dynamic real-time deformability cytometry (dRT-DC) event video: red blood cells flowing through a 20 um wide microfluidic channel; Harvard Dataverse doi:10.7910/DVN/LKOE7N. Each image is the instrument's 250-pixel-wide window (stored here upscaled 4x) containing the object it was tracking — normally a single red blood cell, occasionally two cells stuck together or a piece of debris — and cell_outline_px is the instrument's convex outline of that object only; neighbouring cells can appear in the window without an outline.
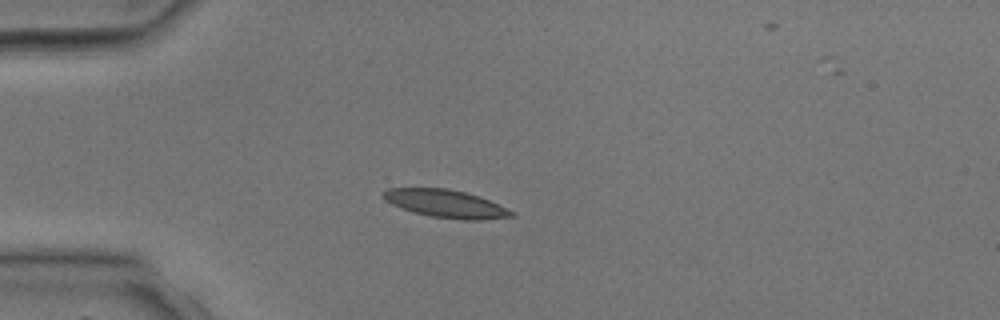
{"species": "common noctule bat (a hibernating species)", "species_latin": "Nyctalus noctula", "temperature_condition": "room temperature", "stored_images_in_passage": 3, "camera_frame_rate_fps": 3000, "um_per_image_px": 0.085, "animal": {"sex": "male", "body_mass_g": 17.9, "forearm_length_mm": 54.2}, "frame": {"image": 1, "passage_image": 2, "time_ms": 2.0, "image_size_px": [1000, 320], "cell_outline_px": [[516, 216], [480, 220], [464, 220], [428, 216], [412, 212], [392, 204], [384, 200], [380, 196], [380, 192], [388, 188], [448, 188], [480, 196], [516, 212]], "centroid_in_image_um": [37.87, 17.31], "position_along_channel_um": 47.1, "area_um2": 21.1}}
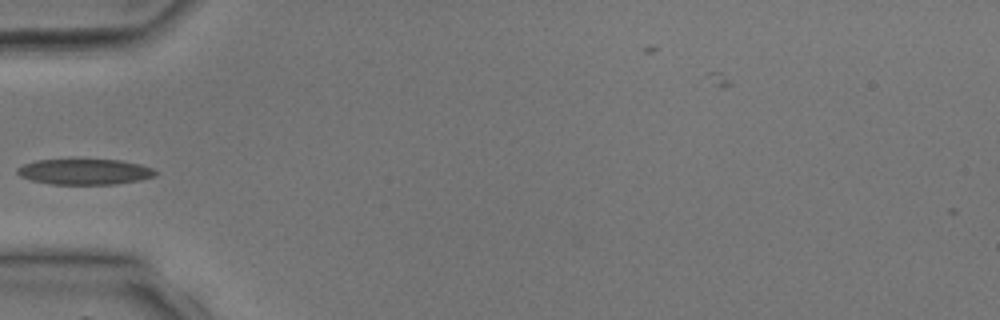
{"frame": {"image": 2, "passage_image": 3, "time_ms": 3.0, "image_size_px": [1000, 320], "cell_outline_px": [[156, 176], [140, 180], [116, 184], [52, 184], [32, 180], [20, 176], [16, 172], [16, 168], [24, 164], [36, 160], [120, 160], [140, 164], [152, 168], [156, 172]], "centroid_in_image_um": [7.2, 14.6], "position_along_channel_um": 77.8, "area_um2": 20.52}}